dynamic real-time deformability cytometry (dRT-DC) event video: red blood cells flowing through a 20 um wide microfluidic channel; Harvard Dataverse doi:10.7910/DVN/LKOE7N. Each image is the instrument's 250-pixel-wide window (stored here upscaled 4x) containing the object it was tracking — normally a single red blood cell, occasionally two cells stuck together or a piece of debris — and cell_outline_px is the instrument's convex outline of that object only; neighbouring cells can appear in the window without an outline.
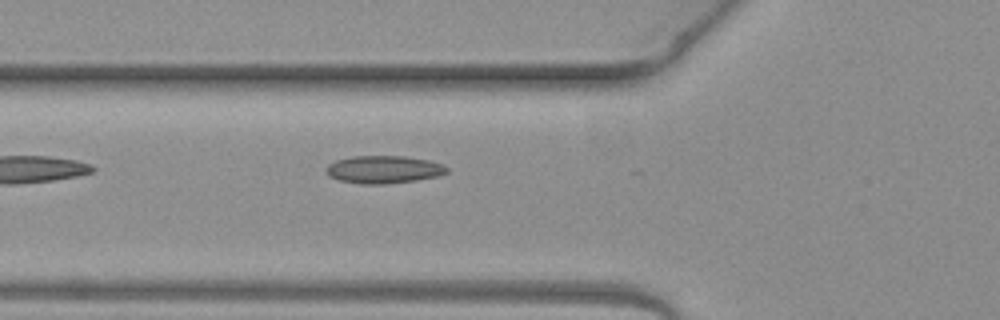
{"species": "common noctule bat (a hibernating species)", "species_latin": "Nyctalus noctula", "temperature_condition": "warm", "stored_images_in_passage": 2, "camera_frame_rate_fps": 3000, "um_per_image_px": 0.085, "animal": {"sex": "female", "body_mass_g": 19.3, "forearm_length_mm": 54.1}, "frame": {"image": 1, "passage_image": 2, "time_ms": 0.333, "image_size_px": [1000, 320], "cell_outline_px": [[448, 172], [436, 176], [416, 180], [384, 184], [360, 184], [340, 180], [328, 176], [324, 172], [324, 168], [328, 164], [336, 160], [352, 156], [404, 156], [428, 160], [440, 164], [448, 168]], "centroid_in_image_um": [32.54, 14.4], "position_along_channel_um": 93.3, "area_um2": 19.48}}